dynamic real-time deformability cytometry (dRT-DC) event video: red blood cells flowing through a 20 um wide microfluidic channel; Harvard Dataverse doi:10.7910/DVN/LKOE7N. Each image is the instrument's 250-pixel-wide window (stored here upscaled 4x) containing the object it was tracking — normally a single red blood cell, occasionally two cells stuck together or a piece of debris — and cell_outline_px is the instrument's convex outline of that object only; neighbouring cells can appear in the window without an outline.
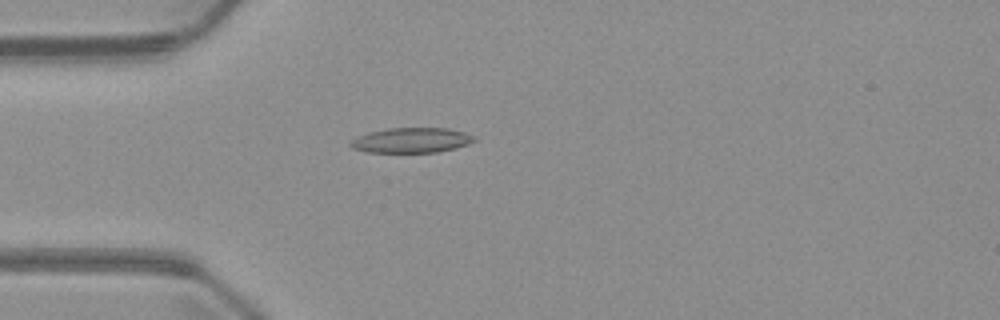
{"species": "common noctule bat (a hibernating species)", "species_latin": "Nyctalus noctula", "temperature_condition": "warm", "stored_images_in_passage": 4, "camera_frame_rate_fps": 3000, "um_per_image_px": 0.085, "animal": {"sex": "male", "body_mass_g": 23.1, "forearm_length_mm": 52.7}, "frame": {"image": 1, "passage_image": 4, "time_ms": 4.333, "image_size_px": [1000, 320], "cell_outline_px": [[476, 140], [468, 144], [456, 148], [440, 152], [368, 152], [352, 148], [348, 144], [356, 136], [368, 132], [388, 128], [448, 128], [464, 132], [476, 136]], "centroid_in_image_um": [34.98, 11.92], "position_along_channel_um": 50.0, "area_um2": 18.21}}